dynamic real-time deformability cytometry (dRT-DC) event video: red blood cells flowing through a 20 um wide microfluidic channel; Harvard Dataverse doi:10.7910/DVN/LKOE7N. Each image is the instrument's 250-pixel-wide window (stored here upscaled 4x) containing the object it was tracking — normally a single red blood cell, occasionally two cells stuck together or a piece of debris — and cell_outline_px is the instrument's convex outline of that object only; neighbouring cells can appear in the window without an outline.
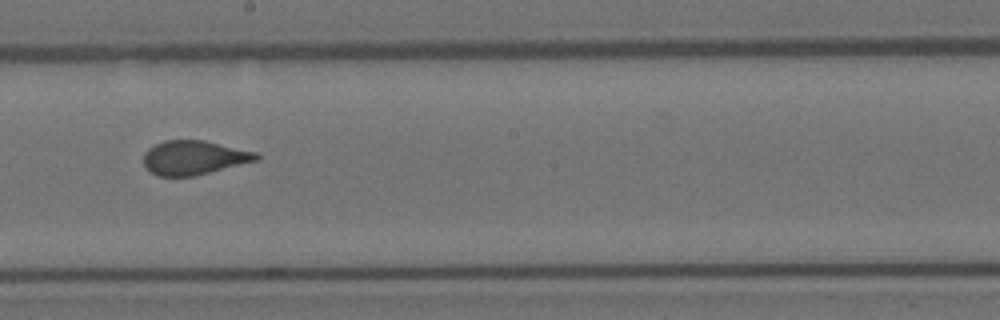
{"species": "Egyptian fruit bat (a non-hibernating species)", "species_latin": "Rousettus aegyptiacus", "temperature_condition": "room temperature", "stored_images_in_passage": 13, "camera_frame_rate_fps": 3000, "um_per_image_px": 0.085, "animal": {"sex": "female"}, "frame": {"image": 1, "passage_image": 11, "time_ms": 3.333, "image_size_px": [1000, 320], "cell_outline_px": [[260, 160], [192, 176], [156, 176], [144, 164], [144, 152], [148, 148], [164, 140], [204, 140], [256, 152], [260, 156]], "centroid_in_image_um": [16.49, 13.39], "position_along_channel_um": 231.7, "area_um2": 22.31}}
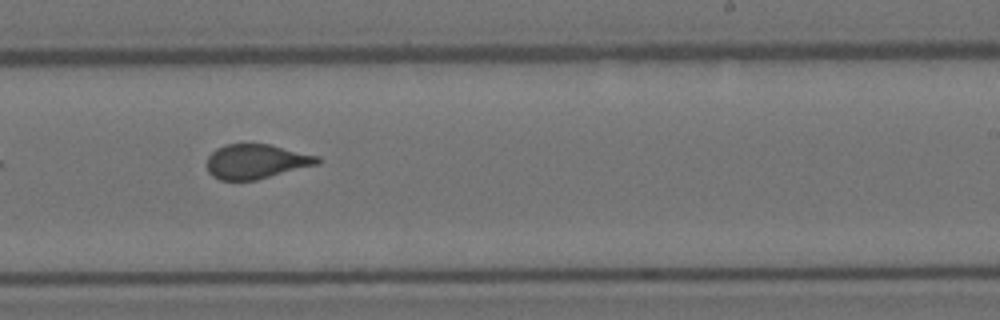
{"frame": {"image": 2, "passage_image": 12, "time_ms": 3.667, "image_size_px": [1000, 320], "cell_outline_px": [[320, 164], [256, 180], [220, 180], [212, 176], [208, 172], [208, 156], [216, 148], [224, 144], [268, 144], [320, 156]], "centroid_in_image_um": [21.79, 13.73], "position_along_channel_um": 267.2, "area_um2": 22.31}}
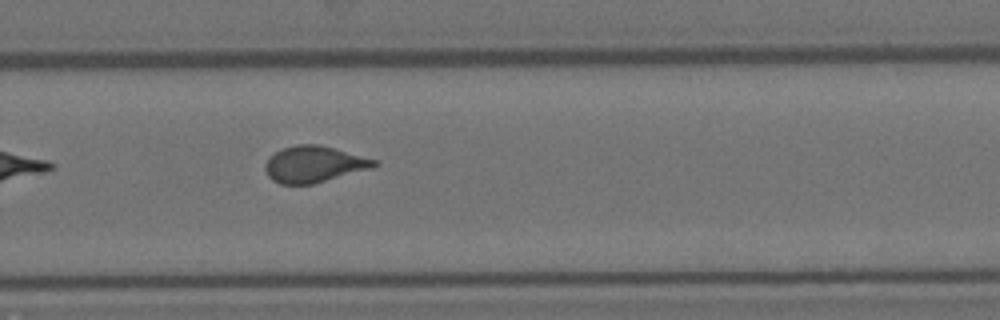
{"frame": {"image": 3, "passage_image": 13, "time_ms": 4.0, "image_size_px": [1000, 320], "cell_outline_px": [[380, 164], [372, 168], [312, 184], [280, 184], [272, 180], [268, 176], [264, 168], [264, 164], [268, 156], [280, 148], [296, 144], [316, 144], [380, 160]], "centroid_in_image_um": [26.66, 13.95], "position_along_channel_um": 303.1, "area_um2": 23.29}}